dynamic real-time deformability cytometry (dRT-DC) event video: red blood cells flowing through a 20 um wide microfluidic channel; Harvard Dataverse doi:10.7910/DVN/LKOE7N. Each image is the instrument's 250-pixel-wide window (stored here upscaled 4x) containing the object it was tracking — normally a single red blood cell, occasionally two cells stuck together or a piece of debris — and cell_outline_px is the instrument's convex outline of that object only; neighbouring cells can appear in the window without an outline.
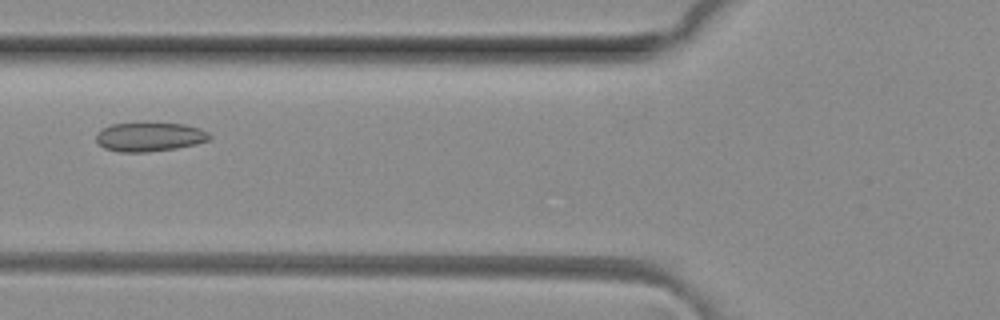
{"species": "common noctule bat (a hibernating species)", "species_latin": "Nyctalus noctula", "temperature_condition": "room temperature", "stored_images_in_passage": 4, "camera_frame_rate_fps": 3000, "um_per_image_px": 0.085, "animal": {"sex": "female", "body_mass_g": 29.2, "forearm_length_mm": 56.3}, "frame": {"image": 1, "passage_image": 3, "time_ms": 0.667, "image_size_px": [1000, 320], "cell_outline_px": [[212, 136], [208, 140], [196, 144], [176, 148], [148, 152], [120, 152], [104, 148], [96, 140], [96, 132], [112, 124], [184, 124], [200, 128], [208, 132]], "centroid_in_image_um": [12.72, 11.65], "position_along_channel_um": 113.1, "area_um2": 18.9}}
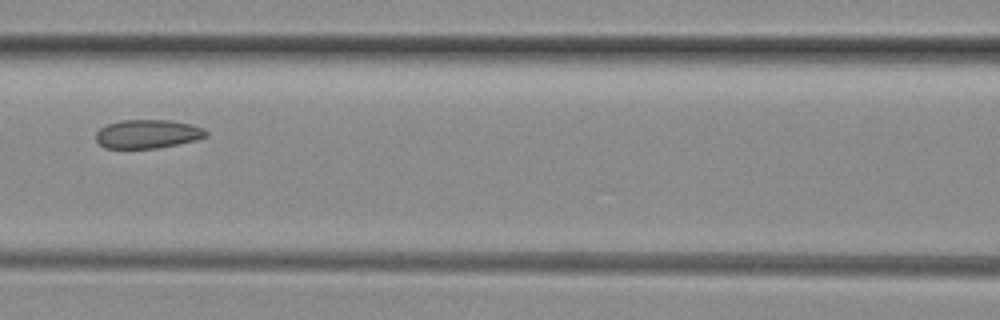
{"frame": {"image": 2, "passage_image": 4, "time_ms": 1.0, "image_size_px": [1000, 320], "cell_outline_px": [[208, 136], [196, 140], [156, 148], [104, 148], [96, 140], [96, 132], [100, 128], [108, 124], [120, 120], [168, 120], [192, 124], [204, 128], [208, 132]], "centroid_in_image_um": [12.56, 11.38], "position_along_channel_um": 154.0, "area_um2": 18.44}}